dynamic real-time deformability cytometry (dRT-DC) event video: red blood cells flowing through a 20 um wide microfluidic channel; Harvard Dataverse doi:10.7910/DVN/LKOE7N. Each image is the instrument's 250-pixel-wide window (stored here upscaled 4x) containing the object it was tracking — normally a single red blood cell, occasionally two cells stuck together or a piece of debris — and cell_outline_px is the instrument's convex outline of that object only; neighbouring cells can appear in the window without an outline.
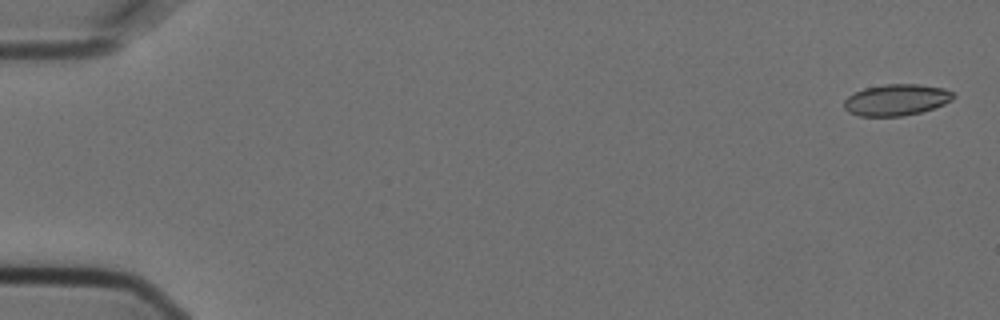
{"species": "Egyptian fruit bat (a non-hibernating species)", "species_latin": "Rousettus aegyptiacus", "temperature_condition": "cold", "stored_images_in_passage": 6, "camera_frame_rate_fps": 3000, "um_per_image_px": 0.085, "animal": {"sex": "female"}, "frame": {"image": 1, "passage_image": 1, "time_ms": 0.0, "image_size_px": [1000, 320], "cell_outline_px": [[956, 96], [952, 100], [944, 104], [920, 112], [904, 116], [860, 116], [848, 112], [844, 108], [844, 100], [848, 96], [864, 88], [884, 84], [920, 84], [944, 88], [952, 92]], "centroid_in_image_um": [76.19, 8.48], "position_along_channel_um": 8.8, "area_um2": 20.0}}
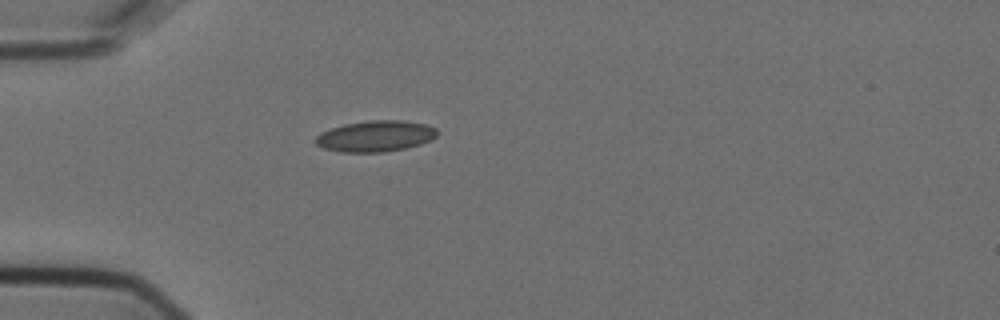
{"frame": {"image": 2, "passage_image": 5, "time_ms": 1.333, "image_size_px": [1000, 320], "cell_outline_px": [[436, 136], [432, 140], [420, 144], [404, 148], [384, 152], [340, 152], [324, 148], [316, 144], [316, 136], [320, 132], [344, 124], [368, 120], [404, 120], [424, 124], [436, 128]], "centroid_in_image_um": [31.91, 11.57], "position_along_channel_um": 53.1, "area_um2": 21.96}}